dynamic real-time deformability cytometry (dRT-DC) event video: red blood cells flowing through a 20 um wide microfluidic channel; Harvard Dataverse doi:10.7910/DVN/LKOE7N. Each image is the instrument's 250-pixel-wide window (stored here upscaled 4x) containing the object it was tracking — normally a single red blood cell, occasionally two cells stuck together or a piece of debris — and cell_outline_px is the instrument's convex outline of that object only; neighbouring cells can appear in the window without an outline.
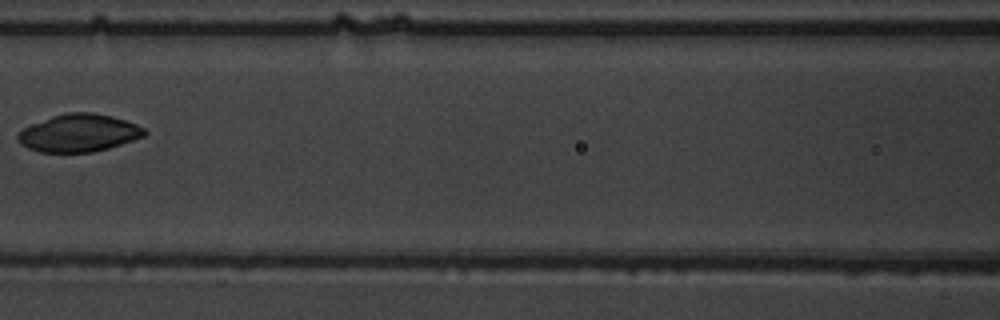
{"species": "common noctule bat (a hibernating species)", "species_latin": "Nyctalus noctula", "temperature_condition": "warm", "stored_images_in_passage": 5, "camera_frame_rate_fps": 3000, "um_per_image_px": 0.085, "animal": {"sex": "male", "body_mass_g": 19.5, "forearm_length_mm": 54.6}, "frame": {"image": 1, "passage_image": 5, "time_ms": 1.333, "image_size_px": [1000, 320], "cell_outline_px": [[148, 132], [144, 136], [108, 148], [92, 152], [40, 152], [28, 148], [20, 144], [16, 140], [16, 136], [24, 128], [32, 124], [52, 116], [64, 112], [92, 112], [112, 116], [136, 124], [144, 128]], "centroid_in_image_um": [6.68, 11.3], "position_along_channel_um": 159.9, "area_um2": 27.69}}